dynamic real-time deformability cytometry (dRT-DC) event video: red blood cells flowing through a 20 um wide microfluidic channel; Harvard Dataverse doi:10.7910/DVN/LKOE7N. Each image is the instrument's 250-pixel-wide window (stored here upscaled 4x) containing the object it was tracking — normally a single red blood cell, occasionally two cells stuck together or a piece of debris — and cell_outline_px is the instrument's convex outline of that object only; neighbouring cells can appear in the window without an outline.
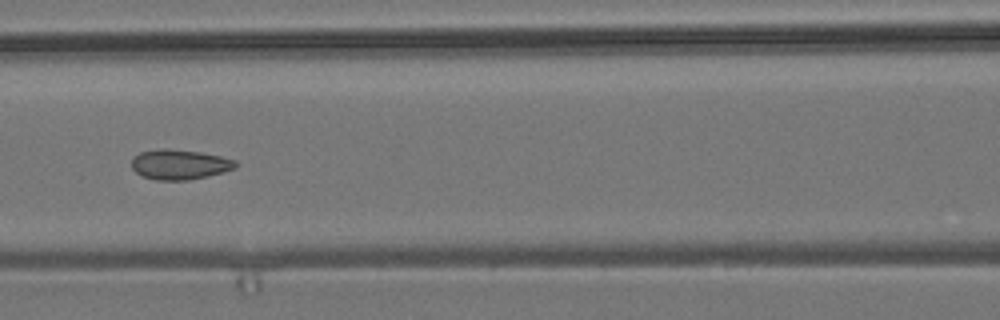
{"species": "common noctule bat (a hibernating species)", "species_latin": "Nyctalus noctula", "temperature_condition": "room temperature", "stored_images_in_passage": 13, "camera_frame_rate_fps": 3000, "um_per_image_px": 0.085, "animal": {"sex": "male", "body_mass_g": 19.2, "forearm_length_mm": 51.8}, "frame": {"image": 1, "passage_image": 6, "time_ms": 6.667, "image_size_px": [1000, 320], "cell_outline_px": [[240, 164], [236, 168], [224, 172], [208, 176], [188, 180], [156, 180], [144, 176], [136, 172], [132, 168], [132, 156], [140, 152], [200, 152], [220, 156], [236, 160]], "centroid_in_image_um": [15.35, 14.04], "position_along_channel_um": 151.3, "area_um2": 17.4}}
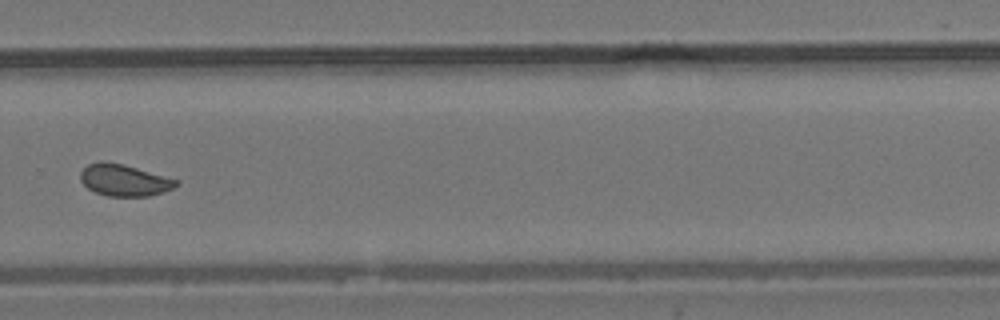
{"frame": {"image": 2, "passage_image": 10, "time_ms": 11.333, "image_size_px": [1000, 320], "cell_outline_px": [[180, 184], [164, 192], [148, 196], [108, 196], [96, 192], [88, 188], [80, 180], [80, 172], [88, 164], [100, 160], [104, 160], [124, 164], [180, 180]], "centroid_in_image_um": [10.57, 15.3], "position_along_channel_um": 319.2, "area_um2": 17.86}}
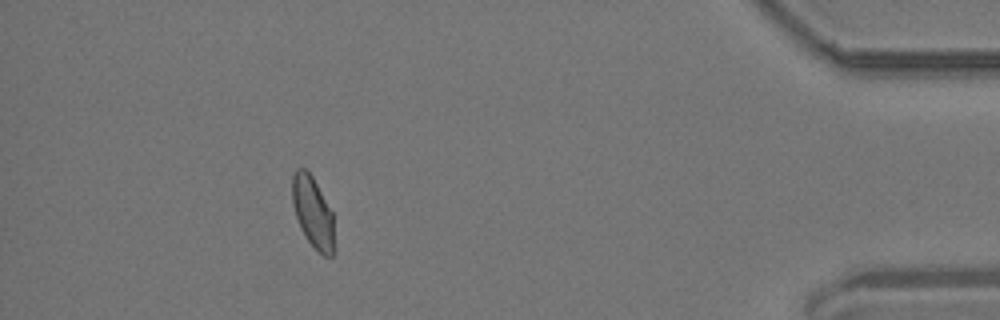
{"frame": {"image": 3, "passage_image": 13, "time_ms": 15.333, "image_size_px": [1000, 320], "cell_outline_px": [[336, 248], [332, 256], [324, 256], [304, 236], [296, 216], [292, 204], [292, 176], [296, 168], [304, 168], [312, 176], [332, 212]], "centroid_in_image_um": [26.61, 18.06], "position_along_channel_um": 408.6, "area_um2": 17.46}, "authors_computed_cell_mechanics": {"area_um2": 18.0914, "velocity_mm_per_s": 3.661, "shape_relaxation_time_tau1_ms": 3.5988, "shape_relaxation_time_tau2_ms": null, "deformation_change_tau1": 0.0735, "deformation_change_tau2": null}}